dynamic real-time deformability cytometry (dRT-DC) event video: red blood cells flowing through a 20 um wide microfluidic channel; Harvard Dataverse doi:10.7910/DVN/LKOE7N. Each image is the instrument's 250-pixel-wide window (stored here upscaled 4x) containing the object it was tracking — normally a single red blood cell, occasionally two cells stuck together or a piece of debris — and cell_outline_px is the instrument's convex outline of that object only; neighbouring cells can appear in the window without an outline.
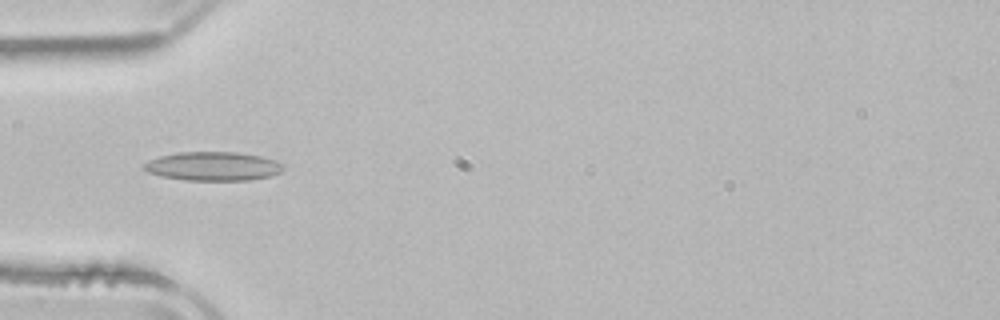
{"species": "common noctule bat (a hibernating species)", "species_latin": "Nyctalus noctula", "temperature_condition": "room temperature", "stored_images_in_passage": 5, "camera_frame_rate_fps": 3000, "um_per_image_px": 0.085, "animal": {"sex": "male", "body_mass_g": 21.5, "forearm_length_mm": 52.0}, "frame": {"image": 1, "passage_image": 4, "time_ms": 5.333, "image_size_px": [1000, 320], "cell_outline_px": [[284, 168], [280, 172], [272, 176], [248, 180], [188, 180], [160, 176], [148, 172], [144, 168], [144, 164], [148, 160], [160, 156], [180, 152], [236, 152], [260, 156], [276, 160], [284, 164]], "centroid_in_image_um": [18.14, 14.13], "position_along_channel_um": 66.9, "area_um2": 23.41}}
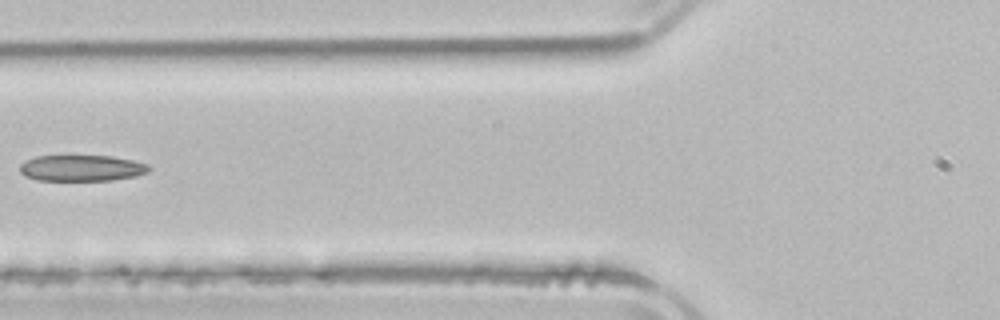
{"frame": {"image": 2, "passage_image": 5, "time_ms": 6.667, "image_size_px": [1000, 320], "cell_outline_px": [[152, 168], [148, 172], [136, 176], [112, 180], [36, 180], [24, 176], [20, 172], [20, 164], [24, 160], [36, 156], [112, 156], [132, 160], [148, 164]], "centroid_in_image_um": [6.93, 14.28], "position_along_channel_um": 118.9, "area_um2": 19.77}}